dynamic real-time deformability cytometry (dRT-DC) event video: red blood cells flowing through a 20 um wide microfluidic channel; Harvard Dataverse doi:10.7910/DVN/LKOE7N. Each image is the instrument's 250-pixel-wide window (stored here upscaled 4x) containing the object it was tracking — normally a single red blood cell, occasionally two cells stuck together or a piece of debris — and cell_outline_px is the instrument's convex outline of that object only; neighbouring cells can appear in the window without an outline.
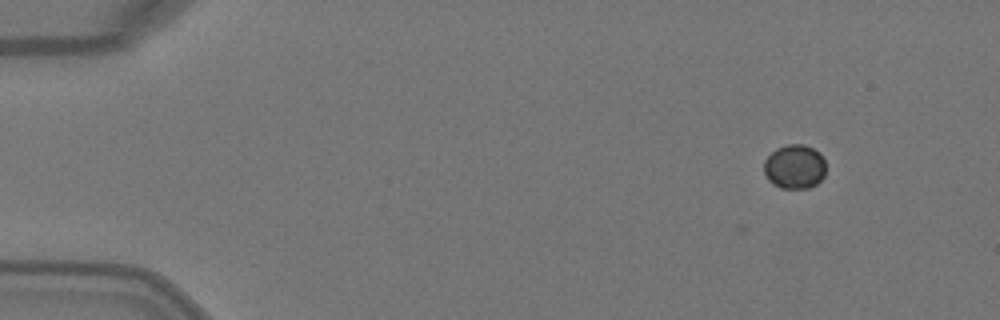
{"species": "Egyptian fruit bat (a non-hibernating species)", "species_latin": "Rousettus aegyptiacus", "temperature_condition": "warm", "stored_images_in_passage": 7, "camera_frame_rate_fps": 3000, "um_per_image_px": 0.085, "animal": {"sex": "female"}, "frame": {"image": 1, "passage_image": 1, "time_ms": 0.0, "image_size_px": [1000, 320], "cell_outline_px": [[824, 176], [816, 184], [808, 188], [780, 188], [772, 184], [768, 180], [764, 172], [764, 160], [776, 148], [788, 144], [804, 144], [820, 152], [824, 160]], "centroid_in_image_um": [67.52, 14.17], "position_along_channel_um": 17.5, "area_um2": 16.01}}
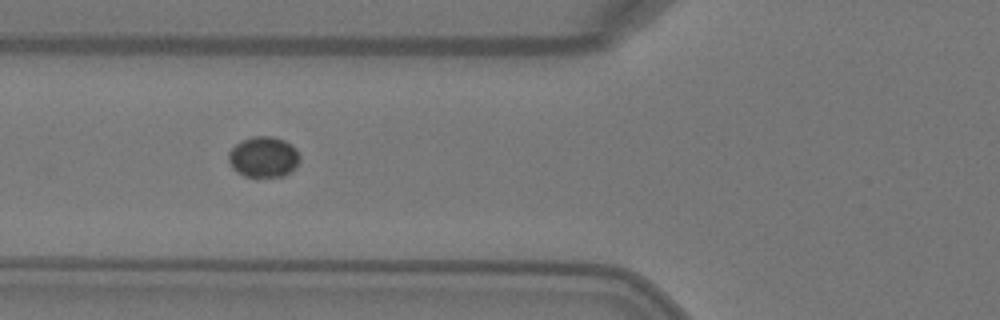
{"frame": {"image": 2, "passage_image": 5, "time_ms": 1.333, "image_size_px": [1000, 320], "cell_outline_px": [[300, 160], [296, 168], [284, 176], [244, 176], [236, 172], [232, 168], [228, 160], [228, 152], [236, 144], [252, 136], [268, 136], [284, 140], [292, 144], [296, 148], [300, 156]], "centroid_in_image_um": [22.42, 13.34], "position_along_channel_um": 103.4, "area_um2": 16.99}}
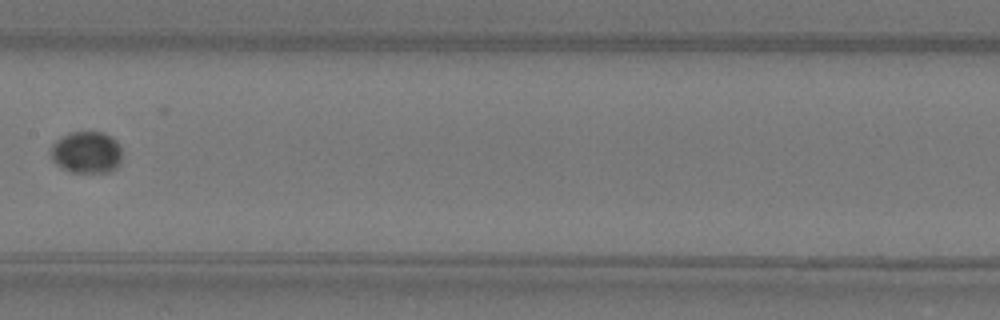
{"frame": {"image": 3, "passage_image": 7, "time_ms": 2.0, "image_size_px": [1000, 320], "cell_outline_px": [[120, 164], [112, 172], [72, 172], [56, 164], [52, 160], [52, 144], [56, 140], [72, 132], [104, 132], [112, 136], [120, 144]], "centroid_in_image_um": [7.39, 12.95], "position_along_channel_um": 200.0, "area_um2": 17.34}}